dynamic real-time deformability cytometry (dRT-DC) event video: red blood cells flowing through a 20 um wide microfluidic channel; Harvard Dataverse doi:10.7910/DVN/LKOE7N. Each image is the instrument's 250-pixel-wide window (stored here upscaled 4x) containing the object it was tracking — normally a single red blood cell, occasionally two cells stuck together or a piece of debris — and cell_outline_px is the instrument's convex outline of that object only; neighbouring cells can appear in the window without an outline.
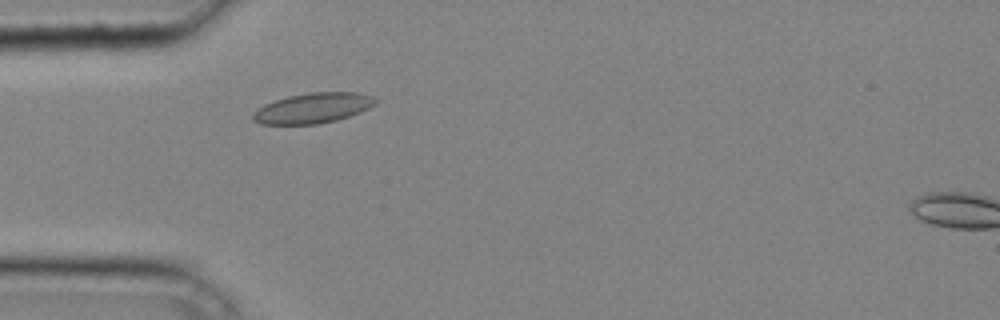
{"species": "common noctule bat (a hibernating species)", "species_latin": "Nyctalus noctula", "temperature_condition": "cold", "stored_images_in_passage": 11, "camera_frame_rate_fps": 3000, "um_per_image_px": 0.085, "animal": {"sex": "male", "body_mass_g": 20.4}, "frame": {"image": 1, "passage_image": 7, "time_ms": 2.0, "image_size_px": [1000, 320], "cell_outline_px": [[380, 100], [376, 104], [360, 112], [336, 120], [316, 124], [260, 124], [252, 120], [252, 112], [256, 108], [264, 104], [288, 96], [308, 92], [356, 92], [372, 96]], "centroid_in_image_um": [26.58, 9.18], "position_along_channel_um": 58.4, "area_um2": 21.73}}